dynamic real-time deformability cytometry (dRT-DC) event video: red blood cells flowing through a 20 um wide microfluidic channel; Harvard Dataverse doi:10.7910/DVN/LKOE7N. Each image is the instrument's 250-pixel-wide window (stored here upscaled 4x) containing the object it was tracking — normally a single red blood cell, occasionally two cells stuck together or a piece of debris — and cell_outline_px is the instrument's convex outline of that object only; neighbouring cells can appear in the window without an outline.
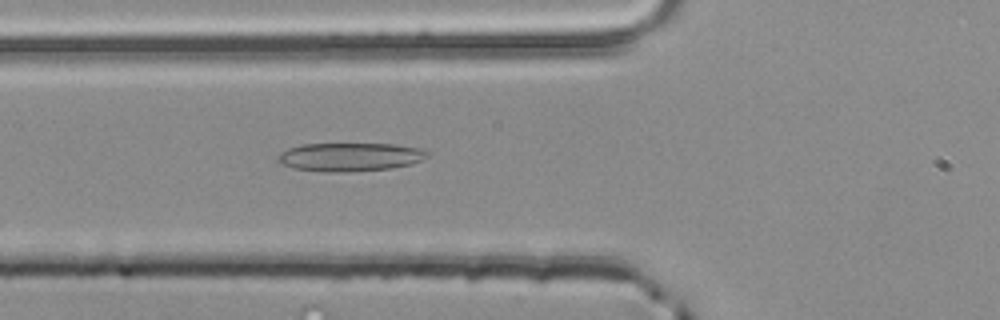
{"species": "common noctule bat (a hibernating species)", "species_latin": "Nyctalus noctula", "temperature_condition": "room temperature", "stored_images_in_passage": 12, "camera_frame_rate_fps": 3000, "um_per_image_px": 0.085, "animal": {"sex": "male", "body_mass_g": 20.4}, "frame": {"image": 1, "passage_image": 4, "time_ms": 1.0, "image_size_px": [1000, 320], "cell_outline_px": [[428, 156], [412, 164], [392, 168], [348, 172], [324, 172], [292, 168], [284, 164], [280, 160], [280, 152], [288, 148], [304, 144], [396, 144], [420, 148], [428, 152]], "centroid_in_image_um": [29.78, 13.34], "position_along_channel_um": 96.0, "area_um2": 24.68}}
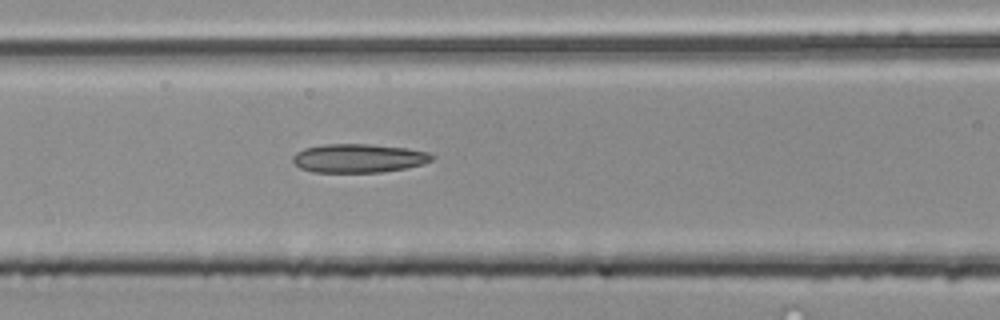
{"frame": {"image": 2, "passage_image": 7, "time_ms": 2.0, "image_size_px": [1000, 320], "cell_outline_px": [[436, 156], [432, 160], [424, 164], [404, 168], [380, 172], [312, 172], [300, 168], [292, 160], [292, 156], [296, 152], [304, 148], [324, 144], [368, 144], [408, 148], [428, 152]], "centroid_in_image_um": [30.48, 13.44], "position_along_channel_um": 136.1, "area_um2": 23.35}}
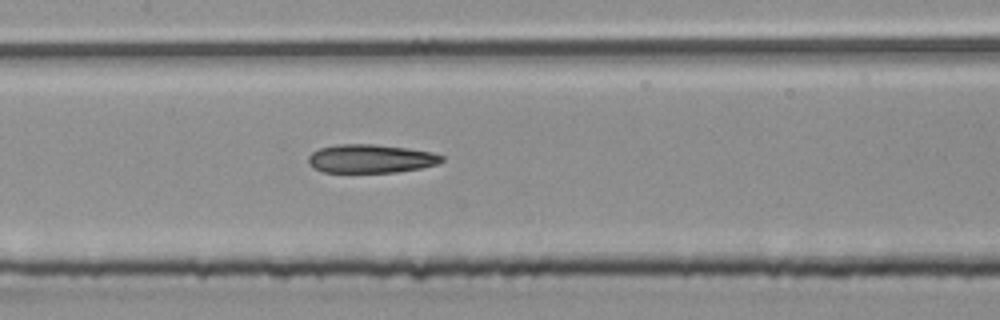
{"frame": {"image": 3, "passage_image": 10, "time_ms": 3.0, "image_size_px": [1000, 320], "cell_outline_px": [[444, 160], [436, 164], [420, 168], [396, 172], [324, 172], [308, 164], [308, 156], [312, 152], [320, 148], [336, 144], [372, 144], [408, 148], [432, 152], [444, 156]], "centroid_in_image_um": [31.51, 13.48], "position_along_channel_um": 175.9, "area_um2": 22.14}}